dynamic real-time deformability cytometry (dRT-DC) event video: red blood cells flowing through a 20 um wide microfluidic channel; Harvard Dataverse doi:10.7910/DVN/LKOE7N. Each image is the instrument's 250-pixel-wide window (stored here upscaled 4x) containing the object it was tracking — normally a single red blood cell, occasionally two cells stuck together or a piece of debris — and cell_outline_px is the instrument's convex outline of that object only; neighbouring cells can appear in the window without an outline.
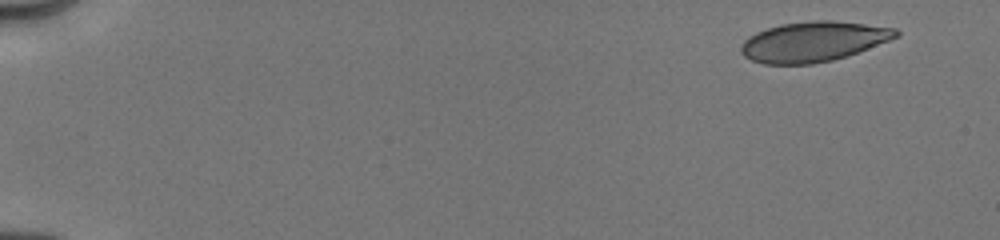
{"species": "human", "species_latin": "Homo sapiens", "temperature_condition": "cold", "stored_images_in_passage": 33, "camera_frame_rate_fps": 3000, "um_per_image_px": 0.085, "donor": {"sex": "male"}, "frame": {"image": 1, "passage_image": 1, "time_ms": 0.0, "image_size_px": [1000, 240], "cell_outline_px": [[900, 36], [856, 52], [832, 60], [812, 64], [764, 64], [752, 60], [744, 56], [740, 52], [740, 48], [744, 40], [748, 36], [756, 32], [780, 24], [812, 20], [832, 20], [896, 28], [900, 32]], "centroid_in_image_um": [69.1, 3.53], "position_along_channel_um": 15.9, "area_um2": 36.01}}
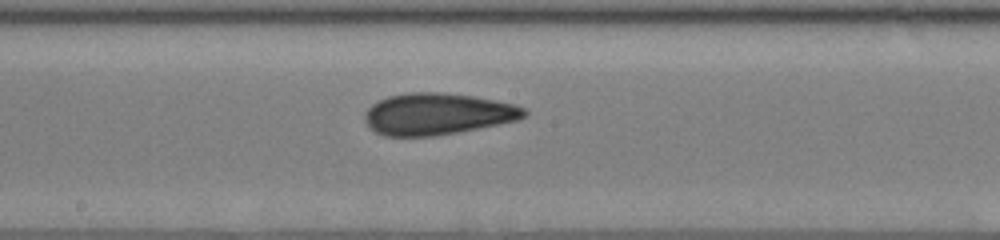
{"frame": {"image": 2, "passage_image": 19, "time_ms": 8.667, "image_size_px": [1000, 240], "cell_outline_px": [[528, 112], [524, 116], [516, 120], [456, 132], [432, 136], [384, 136], [368, 128], [364, 120], [364, 112], [372, 104], [388, 96], [408, 92], [440, 92], [472, 96], [516, 104], [524, 108]], "centroid_in_image_um": [37.12, 9.68], "position_along_channel_um": 211.1, "area_um2": 38.49}}
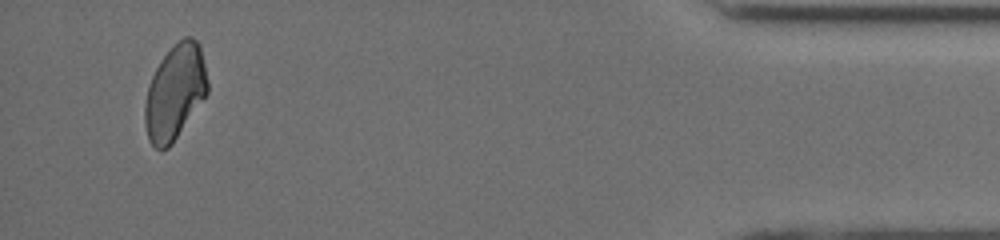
{"frame": {"image": 3, "passage_image": 32, "time_ms": 15.333, "image_size_px": [1000, 240], "cell_outline_px": [[208, 92], [172, 144], [168, 148], [156, 148], [148, 140], [144, 124], [144, 104], [148, 88], [152, 76], [160, 60], [184, 36], [192, 36], [200, 44], [208, 80]], "centroid_in_image_um": [14.87, 7.84], "position_along_channel_um": 420.3, "area_um2": 34.51}, "authors_computed_cell_mechanics": {"area_um2": 36.7608, "velocity_mm_per_s": 4.033, "shape_relaxation_time_tau1_ms": 6.2826, "shape_relaxation_time_tau2_ms": 3.0687, "deformation_change_tau1": 0.1306, "deformation_change_tau2": 0.0857}}